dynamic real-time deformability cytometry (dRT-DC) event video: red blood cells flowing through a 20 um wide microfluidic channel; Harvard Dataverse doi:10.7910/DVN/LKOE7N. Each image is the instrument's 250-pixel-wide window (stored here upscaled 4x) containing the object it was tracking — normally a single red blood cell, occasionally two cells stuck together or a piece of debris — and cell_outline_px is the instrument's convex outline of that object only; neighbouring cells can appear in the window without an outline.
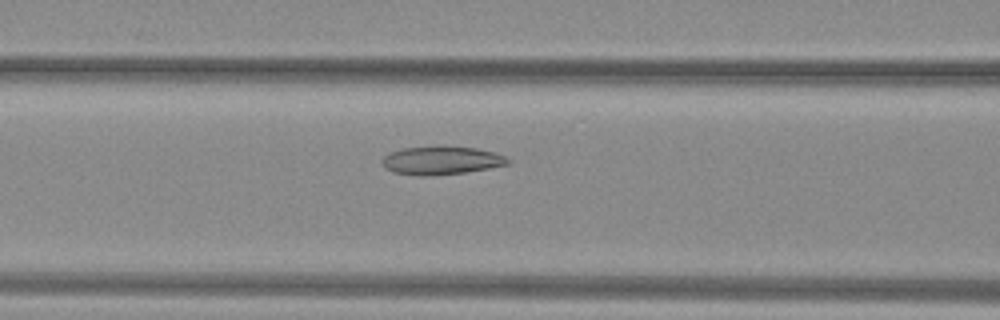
{"species": "common noctule bat (a hibernating species)", "species_latin": "Nyctalus noctula", "temperature_condition": "warm", "stored_images_in_passage": 53, "camera_frame_rate_fps": 3000, "um_per_image_px": 0.085, "animal": {"sex": "female", "body_mass_g": 29.2, "forearm_length_mm": 56.3}, "frame": {"image": 1, "passage_image": 23, "time_ms": 7.333, "image_size_px": [1000, 320], "cell_outline_px": [[512, 164], [464, 172], [428, 176], [420, 176], [392, 172], [384, 168], [380, 160], [388, 152], [404, 148], [440, 144], [444, 144], [476, 148], [496, 152], [512, 160]], "centroid_in_image_um": [37.51, 13.6], "position_along_channel_um": 129.1, "area_um2": 21.5}}
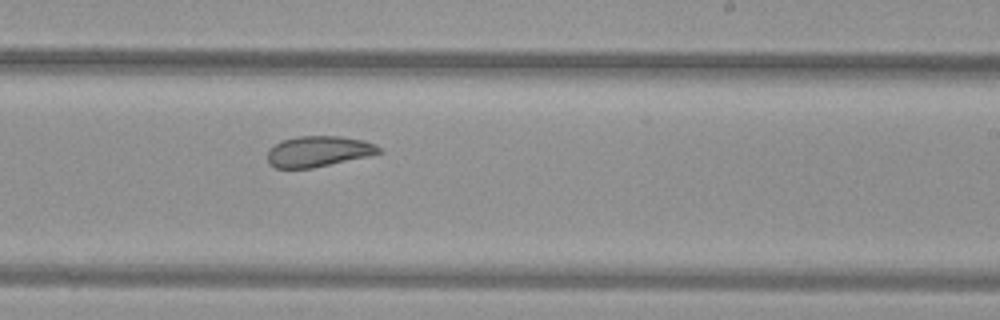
{"frame": {"image": 2, "passage_image": 33, "time_ms": 10.667, "image_size_px": [1000, 320], "cell_outline_px": [[384, 152], [368, 156], [312, 168], [276, 168], [268, 164], [268, 152], [276, 144], [284, 140], [296, 136], [340, 136], [364, 140], [376, 144]], "centroid_in_image_um": [27.1, 12.86], "position_along_channel_um": 261.9, "area_um2": 19.88}}
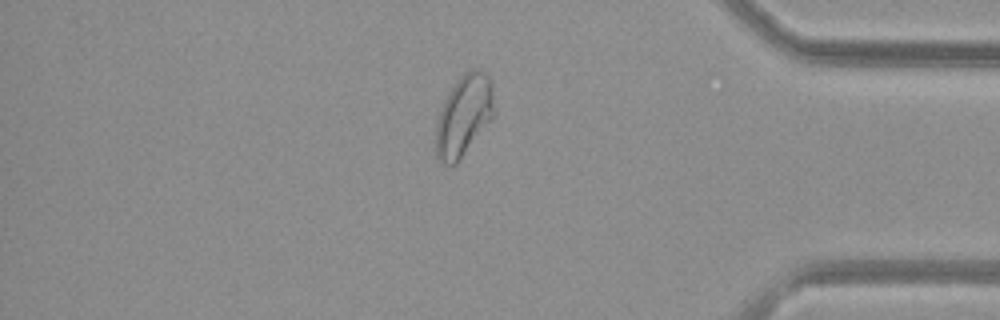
{"frame": {"image": 3, "passage_image": 45, "time_ms": 14.667, "image_size_px": [1000, 320], "cell_outline_px": [[492, 120], [456, 164], [444, 164], [436, 156], [436, 120], [440, 108], [448, 92], [456, 80], [464, 72], [472, 68], [480, 68], [492, 80]], "centroid_in_image_um": [39.41, 9.8], "position_along_channel_um": 395.8, "area_um2": 27.57}, "authors_computed_cell_mechanics": {"area_um2": 25.143, "velocity_mm_per_s": 3.9994, "shape_relaxation_time_tau1_ms": null, "shape_relaxation_time_tau2_ms": 2.3569, "deformation_change_tau1": null, "deformation_change_tau2": 0.0937}}